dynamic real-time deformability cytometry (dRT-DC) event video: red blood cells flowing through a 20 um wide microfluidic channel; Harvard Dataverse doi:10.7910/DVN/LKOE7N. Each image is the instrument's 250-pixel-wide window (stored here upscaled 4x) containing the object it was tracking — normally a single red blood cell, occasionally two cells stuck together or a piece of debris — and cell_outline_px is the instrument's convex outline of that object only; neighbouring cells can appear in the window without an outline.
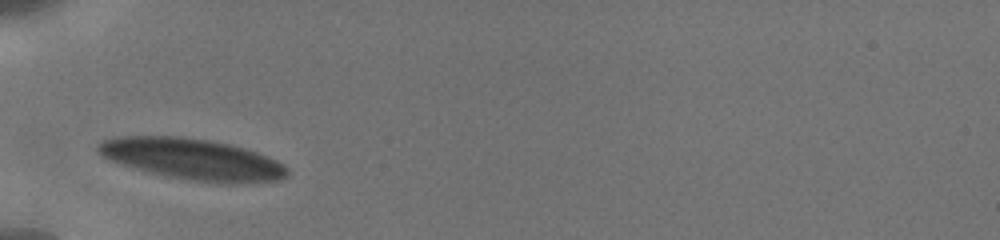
{"species": "human", "species_latin": "Homo sapiens", "temperature_condition": "cold", "stored_images_in_passage": 13, "camera_frame_rate_fps": 3000, "um_per_image_px": 0.085, "donor": {"sex": "male"}, "frame": {"image": 1, "passage_image": 1, "time_ms": 0.0, "image_size_px": [1000, 240], "cell_outline_px": [[288, 176], [280, 180], [192, 180], [168, 176], [136, 168], [108, 160], [100, 156], [96, 152], [96, 144], [100, 140], [112, 136], [184, 136], [212, 140], [244, 148], [268, 156], [284, 164], [288, 168]], "centroid_in_image_um": [16.22, 13.45], "position_along_channel_um": 68.8, "area_um2": 44.45}}
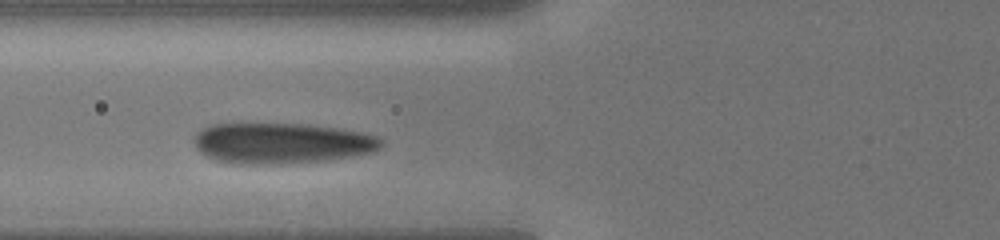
{"frame": {"image": 2, "passage_image": 6, "time_ms": 1.0, "image_size_px": [1000, 240], "cell_outline_px": [[384, 140], [380, 148], [372, 152], [352, 156], [328, 160], [276, 164], [236, 164], [216, 160], [204, 156], [196, 148], [196, 132], [200, 128], [208, 124], [240, 120], [308, 124], [340, 128], [364, 132], [376, 136]], "centroid_in_image_um": [23.86, 12.11], "position_along_channel_um": 101.9, "area_um2": 46.18}}
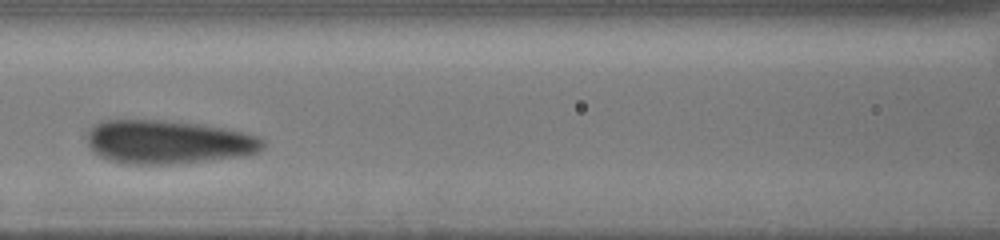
{"frame": {"image": 3, "passage_image": 11, "time_ms": 2.333, "image_size_px": [1000, 240], "cell_outline_px": [[264, 148], [260, 152], [244, 156], [172, 164], [120, 164], [108, 160], [92, 152], [88, 148], [88, 132], [92, 124], [100, 120], [164, 120], [200, 124], [224, 128], [244, 132], [260, 136], [264, 140]], "centroid_in_image_um": [14.27, 12.07], "position_along_channel_um": 152.3, "area_um2": 45.32}}